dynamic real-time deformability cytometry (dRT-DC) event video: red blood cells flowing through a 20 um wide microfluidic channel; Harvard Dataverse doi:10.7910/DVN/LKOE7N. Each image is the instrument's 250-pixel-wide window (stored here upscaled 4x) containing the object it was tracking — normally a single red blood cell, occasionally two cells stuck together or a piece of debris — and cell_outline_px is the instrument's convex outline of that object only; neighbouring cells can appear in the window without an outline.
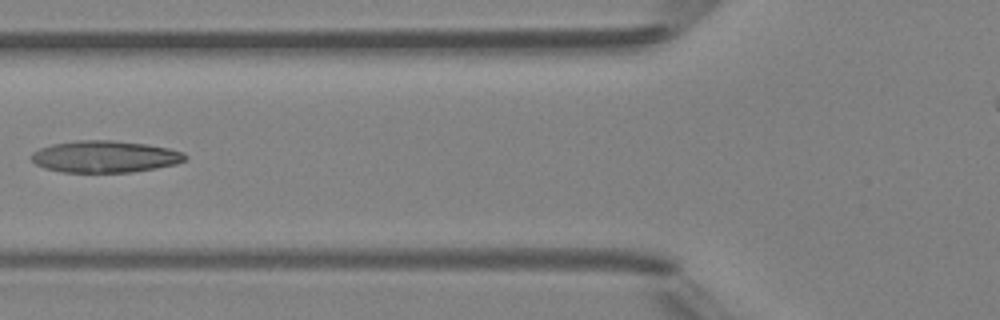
{"species": "Egyptian fruit bat (a non-hibernating species)", "species_latin": "Rousettus aegyptiacus", "temperature_condition": "room temperature", "stored_images_in_passage": 5, "camera_frame_rate_fps": 3000, "um_per_image_px": 0.085, "animal": {"sex": "female"}, "frame": {"image": 1, "passage_image": 5, "time_ms": 5.333, "image_size_px": [1000, 320], "cell_outline_px": [[188, 156], [184, 160], [176, 164], [156, 168], [132, 172], [64, 172], [44, 168], [36, 164], [28, 156], [32, 152], [40, 148], [52, 144], [80, 140], [112, 140], [148, 144], [168, 148], [184, 152]], "centroid_in_image_um": [8.91, 13.31], "position_along_channel_um": 116.9, "area_um2": 28.61}}